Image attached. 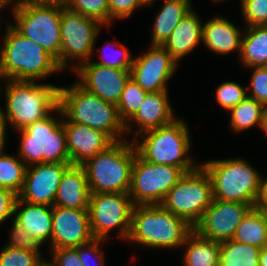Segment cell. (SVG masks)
Returning <instances> with one entry per match:
<instances>
[{
    "label": "cell",
    "mask_w": 267,
    "mask_h": 266,
    "mask_svg": "<svg viewBox=\"0 0 267 266\" xmlns=\"http://www.w3.org/2000/svg\"><path fill=\"white\" fill-rule=\"evenodd\" d=\"M136 154L133 140L124 139L81 164L90 193H128Z\"/></svg>",
    "instance_id": "6"
},
{
    "label": "cell",
    "mask_w": 267,
    "mask_h": 266,
    "mask_svg": "<svg viewBox=\"0 0 267 266\" xmlns=\"http://www.w3.org/2000/svg\"><path fill=\"white\" fill-rule=\"evenodd\" d=\"M258 260L259 266H267V244L261 248Z\"/></svg>",
    "instance_id": "46"
},
{
    "label": "cell",
    "mask_w": 267,
    "mask_h": 266,
    "mask_svg": "<svg viewBox=\"0 0 267 266\" xmlns=\"http://www.w3.org/2000/svg\"><path fill=\"white\" fill-rule=\"evenodd\" d=\"M58 106L70 122L102 131L114 142L125 139V123L119 117L117 106L88 92L77 82L59 87Z\"/></svg>",
    "instance_id": "3"
},
{
    "label": "cell",
    "mask_w": 267,
    "mask_h": 266,
    "mask_svg": "<svg viewBox=\"0 0 267 266\" xmlns=\"http://www.w3.org/2000/svg\"><path fill=\"white\" fill-rule=\"evenodd\" d=\"M184 174L179 167L154 164L136 154L129 196L134 205H160Z\"/></svg>",
    "instance_id": "13"
},
{
    "label": "cell",
    "mask_w": 267,
    "mask_h": 266,
    "mask_svg": "<svg viewBox=\"0 0 267 266\" xmlns=\"http://www.w3.org/2000/svg\"><path fill=\"white\" fill-rule=\"evenodd\" d=\"M62 124L71 165L80 166L114 143L106 133L83 124L70 122L64 115Z\"/></svg>",
    "instance_id": "19"
},
{
    "label": "cell",
    "mask_w": 267,
    "mask_h": 266,
    "mask_svg": "<svg viewBox=\"0 0 267 266\" xmlns=\"http://www.w3.org/2000/svg\"><path fill=\"white\" fill-rule=\"evenodd\" d=\"M212 2H222V1H224V0H211Z\"/></svg>",
    "instance_id": "53"
},
{
    "label": "cell",
    "mask_w": 267,
    "mask_h": 266,
    "mask_svg": "<svg viewBox=\"0 0 267 266\" xmlns=\"http://www.w3.org/2000/svg\"><path fill=\"white\" fill-rule=\"evenodd\" d=\"M14 2L15 0H0V11L10 4L13 5Z\"/></svg>",
    "instance_id": "48"
},
{
    "label": "cell",
    "mask_w": 267,
    "mask_h": 266,
    "mask_svg": "<svg viewBox=\"0 0 267 266\" xmlns=\"http://www.w3.org/2000/svg\"><path fill=\"white\" fill-rule=\"evenodd\" d=\"M245 28L239 29L226 17H214L203 23L202 43L217 55L238 52L241 54L242 37Z\"/></svg>",
    "instance_id": "21"
},
{
    "label": "cell",
    "mask_w": 267,
    "mask_h": 266,
    "mask_svg": "<svg viewBox=\"0 0 267 266\" xmlns=\"http://www.w3.org/2000/svg\"><path fill=\"white\" fill-rule=\"evenodd\" d=\"M168 94V90L148 93L138 111L125 123L126 134L134 133V140L142 132L159 128L174 121L176 119L175 112ZM131 124H136L138 129L135 128L132 131L133 126Z\"/></svg>",
    "instance_id": "20"
},
{
    "label": "cell",
    "mask_w": 267,
    "mask_h": 266,
    "mask_svg": "<svg viewBox=\"0 0 267 266\" xmlns=\"http://www.w3.org/2000/svg\"><path fill=\"white\" fill-rule=\"evenodd\" d=\"M134 203L129 193L90 194L88 212L94 239H109L110 231H118L121 240H127ZM118 229V230H117Z\"/></svg>",
    "instance_id": "12"
},
{
    "label": "cell",
    "mask_w": 267,
    "mask_h": 266,
    "mask_svg": "<svg viewBox=\"0 0 267 266\" xmlns=\"http://www.w3.org/2000/svg\"><path fill=\"white\" fill-rule=\"evenodd\" d=\"M155 1H157V0H139V2L144 6V7H146V6H151V5H153V3L155 2Z\"/></svg>",
    "instance_id": "50"
},
{
    "label": "cell",
    "mask_w": 267,
    "mask_h": 266,
    "mask_svg": "<svg viewBox=\"0 0 267 266\" xmlns=\"http://www.w3.org/2000/svg\"><path fill=\"white\" fill-rule=\"evenodd\" d=\"M212 200L210 177L199 165L195 170L186 172L181 177L160 205L194 227L201 220Z\"/></svg>",
    "instance_id": "10"
},
{
    "label": "cell",
    "mask_w": 267,
    "mask_h": 266,
    "mask_svg": "<svg viewBox=\"0 0 267 266\" xmlns=\"http://www.w3.org/2000/svg\"><path fill=\"white\" fill-rule=\"evenodd\" d=\"M70 163H41L28 166L18 199L30 204L54 206L55 196Z\"/></svg>",
    "instance_id": "17"
},
{
    "label": "cell",
    "mask_w": 267,
    "mask_h": 266,
    "mask_svg": "<svg viewBox=\"0 0 267 266\" xmlns=\"http://www.w3.org/2000/svg\"><path fill=\"white\" fill-rule=\"evenodd\" d=\"M106 240L93 239L87 244L74 247L77 250L79 258L83 266H104L105 257L104 252L101 247ZM95 257V258H94Z\"/></svg>",
    "instance_id": "40"
},
{
    "label": "cell",
    "mask_w": 267,
    "mask_h": 266,
    "mask_svg": "<svg viewBox=\"0 0 267 266\" xmlns=\"http://www.w3.org/2000/svg\"><path fill=\"white\" fill-rule=\"evenodd\" d=\"M37 266H55L50 260L42 259Z\"/></svg>",
    "instance_id": "49"
},
{
    "label": "cell",
    "mask_w": 267,
    "mask_h": 266,
    "mask_svg": "<svg viewBox=\"0 0 267 266\" xmlns=\"http://www.w3.org/2000/svg\"><path fill=\"white\" fill-rule=\"evenodd\" d=\"M260 250L232 239L221 242L219 266H259Z\"/></svg>",
    "instance_id": "29"
},
{
    "label": "cell",
    "mask_w": 267,
    "mask_h": 266,
    "mask_svg": "<svg viewBox=\"0 0 267 266\" xmlns=\"http://www.w3.org/2000/svg\"><path fill=\"white\" fill-rule=\"evenodd\" d=\"M11 7L15 22L10 24L52 55L60 67L61 1L15 0Z\"/></svg>",
    "instance_id": "7"
},
{
    "label": "cell",
    "mask_w": 267,
    "mask_h": 266,
    "mask_svg": "<svg viewBox=\"0 0 267 266\" xmlns=\"http://www.w3.org/2000/svg\"><path fill=\"white\" fill-rule=\"evenodd\" d=\"M42 259L35 253L4 246L0 250V266H37Z\"/></svg>",
    "instance_id": "38"
},
{
    "label": "cell",
    "mask_w": 267,
    "mask_h": 266,
    "mask_svg": "<svg viewBox=\"0 0 267 266\" xmlns=\"http://www.w3.org/2000/svg\"><path fill=\"white\" fill-rule=\"evenodd\" d=\"M144 7L139 0H109V25L114 20H125L138 8Z\"/></svg>",
    "instance_id": "41"
},
{
    "label": "cell",
    "mask_w": 267,
    "mask_h": 266,
    "mask_svg": "<svg viewBox=\"0 0 267 266\" xmlns=\"http://www.w3.org/2000/svg\"><path fill=\"white\" fill-rule=\"evenodd\" d=\"M56 113L57 116L50 113L44 119L17 130L21 135L18 157L27 167L41 163H70L63 113L59 106Z\"/></svg>",
    "instance_id": "9"
},
{
    "label": "cell",
    "mask_w": 267,
    "mask_h": 266,
    "mask_svg": "<svg viewBox=\"0 0 267 266\" xmlns=\"http://www.w3.org/2000/svg\"><path fill=\"white\" fill-rule=\"evenodd\" d=\"M192 0H164L154 17L151 45H163L178 23L192 10Z\"/></svg>",
    "instance_id": "25"
},
{
    "label": "cell",
    "mask_w": 267,
    "mask_h": 266,
    "mask_svg": "<svg viewBox=\"0 0 267 266\" xmlns=\"http://www.w3.org/2000/svg\"><path fill=\"white\" fill-rule=\"evenodd\" d=\"M200 165L210 177L213 199L256 206L263 176L246 159H213Z\"/></svg>",
    "instance_id": "8"
},
{
    "label": "cell",
    "mask_w": 267,
    "mask_h": 266,
    "mask_svg": "<svg viewBox=\"0 0 267 266\" xmlns=\"http://www.w3.org/2000/svg\"><path fill=\"white\" fill-rule=\"evenodd\" d=\"M8 123L5 120V117L0 113V154L4 153L6 150H4L6 147V133H7V128Z\"/></svg>",
    "instance_id": "45"
},
{
    "label": "cell",
    "mask_w": 267,
    "mask_h": 266,
    "mask_svg": "<svg viewBox=\"0 0 267 266\" xmlns=\"http://www.w3.org/2000/svg\"><path fill=\"white\" fill-rule=\"evenodd\" d=\"M18 195L13 191L0 187V225L13 217Z\"/></svg>",
    "instance_id": "43"
},
{
    "label": "cell",
    "mask_w": 267,
    "mask_h": 266,
    "mask_svg": "<svg viewBox=\"0 0 267 266\" xmlns=\"http://www.w3.org/2000/svg\"><path fill=\"white\" fill-rule=\"evenodd\" d=\"M64 4L69 10L93 18L108 28L109 0H65Z\"/></svg>",
    "instance_id": "33"
},
{
    "label": "cell",
    "mask_w": 267,
    "mask_h": 266,
    "mask_svg": "<svg viewBox=\"0 0 267 266\" xmlns=\"http://www.w3.org/2000/svg\"><path fill=\"white\" fill-rule=\"evenodd\" d=\"M2 86L3 85L0 83V97L2 96V92H3V91H1L2 90Z\"/></svg>",
    "instance_id": "52"
},
{
    "label": "cell",
    "mask_w": 267,
    "mask_h": 266,
    "mask_svg": "<svg viewBox=\"0 0 267 266\" xmlns=\"http://www.w3.org/2000/svg\"><path fill=\"white\" fill-rule=\"evenodd\" d=\"M260 129L264 131V133L267 136V106H265L263 115H262V119H261V123H260Z\"/></svg>",
    "instance_id": "47"
},
{
    "label": "cell",
    "mask_w": 267,
    "mask_h": 266,
    "mask_svg": "<svg viewBox=\"0 0 267 266\" xmlns=\"http://www.w3.org/2000/svg\"><path fill=\"white\" fill-rule=\"evenodd\" d=\"M239 58L246 68L267 66L266 25L245 27Z\"/></svg>",
    "instance_id": "27"
},
{
    "label": "cell",
    "mask_w": 267,
    "mask_h": 266,
    "mask_svg": "<svg viewBox=\"0 0 267 266\" xmlns=\"http://www.w3.org/2000/svg\"><path fill=\"white\" fill-rule=\"evenodd\" d=\"M108 44H112V45L114 44L115 52L111 51L110 49L111 47H109L111 45L109 46L107 45L108 49L102 48L103 50L101 49V51H104L105 49H107V51L109 52L108 53H106L107 51L103 53L101 52L100 54L101 60L96 61L94 63L102 65V66H106V67H113V68H118V69H123V70H131V66L133 65V62H134V57L133 55H131V53L129 52V49L125 46V44L122 42L118 43L114 41Z\"/></svg>",
    "instance_id": "34"
},
{
    "label": "cell",
    "mask_w": 267,
    "mask_h": 266,
    "mask_svg": "<svg viewBox=\"0 0 267 266\" xmlns=\"http://www.w3.org/2000/svg\"><path fill=\"white\" fill-rule=\"evenodd\" d=\"M182 247L183 266H219L220 243L206 239L193 230Z\"/></svg>",
    "instance_id": "26"
},
{
    "label": "cell",
    "mask_w": 267,
    "mask_h": 266,
    "mask_svg": "<svg viewBox=\"0 0 267 266\" xmlns=\"http://www.w3.org/2000/svg\"><path fill=\"white\" fill-rule=\"evenodd\" d=\"M50 251V261L55 266H83L75 248H56Z\"/></svg>",
    "instance_id": "42"
},
{
    "label": "cell",
    "mask_w": 267,
    "mask_h": 266,
    "mask_svg": "<svg viewBox=\"0 0 267 266\" xmlns=\"http://www.w3.org/2000/svg\"><path fill=\"white\" fill-rule=\"evenodd\" d=\"M215 95L217 103L227 111L238 105L248 96L247 88H243V86L234 81L222 82L216 88Z\"/></svg>",
    "instance_id": "36"
},
{
    "label": "cell",
    "mask_w": 267,
    "mask_h": 266,
    "mask_svg": "<svg viewBox=\"0 0 267 266\" xmlns=\"http://www.w3.org/2000/svg\"><path fill=\"white\" fill-rule=\"evenodd\" d=\"M26 164L15 156L0 154V187L19 194L25 179Z\"/></svg>",
    "instance_id": "31"
},
{
    "label": "cell",
    "mask_w": 267,
    "mask_h": 266,
    "mask_svg": "<svg viewBox=\"0 0 267 266\" xmlns=\"http://www.w3.org/2000/svg\"><path fill=\"white\" fill-rule=\"evenodd\" d=\"M90 194L84 169L79 165H71L61 178L54 206L88 210Z\"/></svg>",
    "instance_id": "23"
},
{
    "label": "cell",
    "mask_w": 267,
    "mask_h": 266,
    "mask_svg": "<svg viewBox=\"0 0 267 266\" xmlns=\"http://www.w3.org/2000/svg\"><path fill=\"white\" fill-rule=\"evenodd\" d=\"M9 241L6 243V247L23 249L37 254L41 259L43 258L42 250H40L41 244L37 239L33 238L25 227L17 223L13 219L11 230L9 231Z\"/></svg>",
    "instance_id": "35"
},
{
    "label": "cell",
    "mask_w": 267,
    "mask_h": 266,
    "mask_svg": "<svg viewBox=\"0 0 267 266\" xmlns=\"http://www.w3.org/2000/svg\"><path fill=\"white\" fill-rule=\"evenodd\" d=\"M14 220L25 227L27 232L41 244L49 241L53 224V207L45 204H30L17 198L14 207Z\"/></svg>",
    "instance_id": "22"
},
{
    "label": "cell",
    "mask_w": 267,
    "mask_h": 266,
    "mask_svg": "<svg viewBox=\"0 0 267 266\" xmlns=\"http://www.w3.org/2000/svg\"><path fill=\"white\" fill-rule=\"evenodd\" d=\"M255 207L267 213V178L263 177L259 198Z\"/></svg>",
    "instance_id": "44"
},
{
    "label": "cell",
    "mask_w": 267,
    "mask_h": 266,
    "mask_svg": "<svg viewBox=\"0 0 267 266\" xmlns=\"http://www.w3.org/2000/svg\"><path fill=\"white\" fill-rule=\"evenodd\" d=\"M253 70L251 75V83L247 88L248 97L267 106V66L250 67Z\"/></svg>",
    "instance_id": "39"
},
{
    "label": "cell",
    "mask_w": 267,
    "mask_h": 266,
    "mask_svg": "<svg viewBox=\"0 0 267 266\" xmlns=\"http://www.w3.org/2000/svg\"><path fill=\"white\" fill-rule=\"evenodd\" d=\"M102 27L97 20L71 11L61 2L60 68L63 71L68 70L69 63L74 71L91 60Z\"/></svg>",
    "instance_id": "11"
},
{
    "label": "cell",
    "mask_w": 267,
    "mask_h": 266,
    "mask_svg": "<svg viewBox=\"0 0 267 266\" xmlns=\"http://www.w3.org/2000/svg\"><path fill=\"white\" fill-rule=\"evenodd\" d=\"M187 126L182 118H176L167 125L140 133L141 141H133L137 154L145 161L179 167L185 173L195 170L200 163L195 164L189 156L192 139Z\"/></svg>",
    "instance_id": "5"
},
{
    "label": "cell",
    "mask_w": 267,
    "mask_h": 266,
    "mask_svg": "<svg viewBox=\"0 0 267 266\" xmlns=\"http://www.w3.org/2000/svg\"><path fill=\"white\" fill-rule=\"evenodd\" d=\"M93 239L88 210L53 206L51 249L74 248Z\"/></svg>",
    "instance_id": "18"
},
{
    "label": "cell",
    "mask_w": 267,
    "mask_h": 266,
    "mask_svg": "<svg viewBox=\"0 0 267 266\" xmlns=\"http://www.w3.org/2000/svg\"><path fill=\"white\" fill-rule=\"evenodd\" d=\"M245 27L267 25V0H240Z\"/></svg>",
    "instance_id": "37"
},
{
    "label": "cell",
    "mask_w": 267,
    "mask_h": 266,
    "mask_svg": "<svg viewBox=\"0 0 267 266\" xmlns=\"http://www.w3.org/2000/svg\"><path fill=\"white\" fill-rule=\"evenodd\" d=\"M197 14L192 10L186 15L162 45L177 63L202 42L203 22Z\"/></svg>",
    "instance_id": "24"
},
{
    "label": "cell",
    "mask_w": 267,
    "mask_h": 266,
    "mask_svg": "<svg viewBox=\"0 0 267 266\" xmlns=\"http://www.w3.org/2000/svg\"><path fill=\"white\" fill-rule=\"evenodd\" d=\"M149 51L134 56L131 78L145 91L168 90V80L177 71L178 63L162 45H151Z\"/></svg>",
    "instance_id": "15"
},
{
    "label": "cell",
    "mask_w": 267,
    "mask_h": 266,
    "mask_svg": "<svg viewBox=\"0 0 267 266\" xmlns=\"http://www.w3.org/2000/svg\"><path fill=\"white\" fill-rule=\"evenodd\" d=\"M148 92L142 89L131 77L126 82L117 109L120 119L126 123L144 102Z\"/></svg>",
    "instance_id": "32"
},
{
    "label": "cell",
    "mask_w": 267,
    "mask_h": 266,
    "mask_svg": "<svg viewBox=\"0 0 267 266\" xmlns=\"http://www.w3.org/2000/svg\"><path fill=\"white\" fill-rule=\"evenodd\" d=\"M131 70L106 67L87 61L73 71L78 74L77 83L102 100L117 105Z\"/></svg>",
    "instance_id": "16"
},
{
    "label": "cell",
    "mask_w": 267,
    "mask_h": 266,
    "mask_svg": "<svg viewBox=\"0 0 267 266\" xmlns=\"http://www.w3.org/2000/svg\"><path fill=\"white\" fill-rule=\"evenodd\" d=\"M232 240L263 248L267 244L266 213L253 207L236 228Z\"/></svg>",
    "instance_id": "28"
},
{
    "label": "cell",
    "mask_w": 267,
    "mask_h": 266,
    "mask_svg": "<svg viewBox=\"0 0 267 266\" xmlns=\"http://www.w3.org/2000/svg\"><path fill=\"white\" fill-rule=\"evenodd\" d=\"M251 204L213 199L201 220L193 227L202 237L216 242L231 240Z\"/></svg>",
    "instance_id": "14"
},
{
    "label": "cell",
    "mask_w": 267,
    "mask_h": 266,
    "mask_svg": "<svg viewBox=\"0 0 267 266\" xmlns=\"http://www.w3.org/2000/svg\"><path fill=\"white\" fill-rule=\"evenodd\" d=\"M264 109V104L247 96L238 105L229 110L231 112L229 127L232 132L240 133L255 125L260 127Z\"/></svg>",
    "instance_id": "30"
},
{
    "label": "cell",
    "mask_w": 267,
    "mask_h": 266,
    "mask_svg": "<svg viewBox=\"0 0 267 266\" xmlns=\"http://www.w3.org/2000/svg\"><path fill=\"white\" fill-rule=\"evenodd\" d=\"M24 1H61V2H64L65 0H24Z\"/></svg>",
    "instance_id": "51"
},
{
    "label": "cell",
    "mask_w": 267,
    "mask_h": 266,
    "mask_svg": "<svg viewBox=\"0 0 267 266\" xmlns=\"http://www.w3.org/2000/svg\"><path fill=\"white\" fill-rule=\"evenodd\" d=\"M6 106L0 113L15 131L56 112L59 104V86L38 81L4 80Z\"/></svg>",
    "instance_id": "2"
},
{
    "label": "cell",
    "mask_w": 267,
    "mask_h": 266,
    "mask_svg": "<svg viewBox=\"0 0 267 266\" xmlns=\"http://www.w3.org/2000/svg\"><path fill=\"white\" fill-rule=\"evenodd\" d=\"M194 228L161 205H135L127 241L147 248H180Z\"/></svg>",
    "instance_id": "4"
},
{
    "label": "cell",
    "mask_w": 267,
    "mask_h": 266,
    "mask_svg": "<svg viewBox=\"0 0 267 266\" xmlns=\"http://www.w3.org/2000/svg\"><path fill=\"white\" fill-rule=\"evenodd\" d=\"M0 50V80L37 81L63 71L38 43L7 23Z\"/></svg>",
    "instance_id": "1"
}]
</instances>
